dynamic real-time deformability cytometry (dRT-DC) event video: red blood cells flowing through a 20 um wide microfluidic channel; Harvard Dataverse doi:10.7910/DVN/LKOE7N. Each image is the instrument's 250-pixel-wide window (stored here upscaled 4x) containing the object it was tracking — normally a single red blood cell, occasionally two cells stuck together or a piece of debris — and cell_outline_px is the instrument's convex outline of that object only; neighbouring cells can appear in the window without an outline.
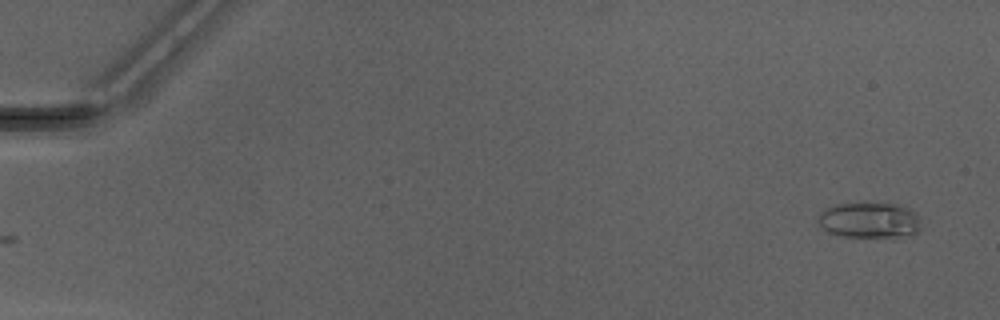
{"species": "Egyptian fruit bat (a non-hibernating species)", "species_latin": "Rousettus aegyptiacus", "temperature_condition": "warm", "stored_images_in_passage": 49, "camera_frame_rate_fps": 3000, "um_per_image_px": 0.085, "animal": {"sex": "male"}, "frame": {"image": 1, "passage_image": 1, "time_ms": 0.0, "image_size_px": [1000, 320], "cell_outline_px": [[920, 228], [916, 232], [896, 240], [892, 240], [844, 236], [828, 232], [820, 224], [820, 212], [836, 204], [860, 200], [864, 200], [896, 204], [908, 208], [916, 212]], "centroid_in_image_um": [73.95, 18.71], "position_along_channel_um": 11.1, "area_um2": 22.54}}
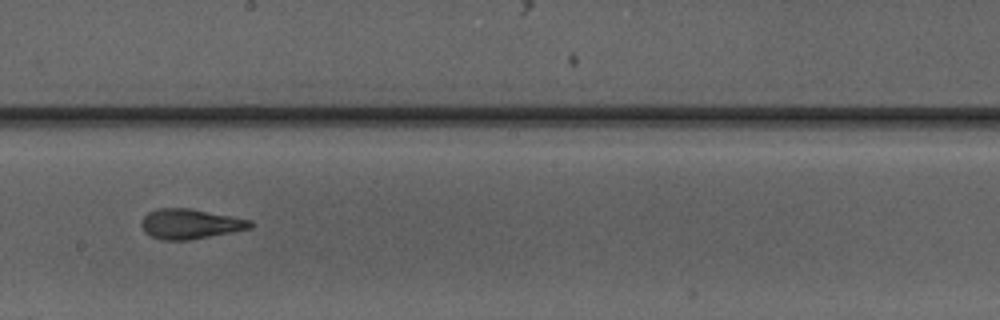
{"frame": {"image": 2, "passage_image": 28, "time_ms": 9.0, "image_size_px": [1000, 320], "cell_outline_px": [[252, 228], [232, 232], [188, 240], [160, 240], [144, 232], [140, 224], [144, 216], [148, 212], [156, 208], [188, 208], [252, 220]], "centroid_in_image_um": [16.13, 19.03], "position_along_channel_um": 232.1, "area_um2": 18.96}}
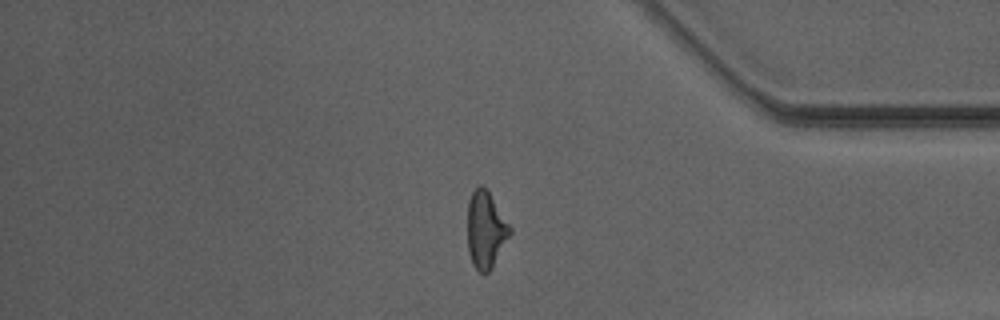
{"frame": {"image": 3, "passage_image": 41, "time_ms": 13.333, "image_size_px": [1000, 320], "cell_outline_px": [[512, 232], [488, 272], [484, 276], [472, 264], [468, 252], [468, 200], [472, 192], [480, 184], [484, 184], [512, 228]], "centroid_in_image_um": [41.28, 19.5], "position_along_channel_um": 393.9, "area_um2": 18.96}, "authors_computed_cell_mechanics": {"area_um2": 19.3052, "velocity_mm_per_s": 4.2042, "shape_relaxation_time_tau1_ms": 4.7461, "shape_relaxation_time_tau2_ms": 1.4767, "deformation_change_tau1": 0.1828, "deformation_change_tau2": 0.1117}}